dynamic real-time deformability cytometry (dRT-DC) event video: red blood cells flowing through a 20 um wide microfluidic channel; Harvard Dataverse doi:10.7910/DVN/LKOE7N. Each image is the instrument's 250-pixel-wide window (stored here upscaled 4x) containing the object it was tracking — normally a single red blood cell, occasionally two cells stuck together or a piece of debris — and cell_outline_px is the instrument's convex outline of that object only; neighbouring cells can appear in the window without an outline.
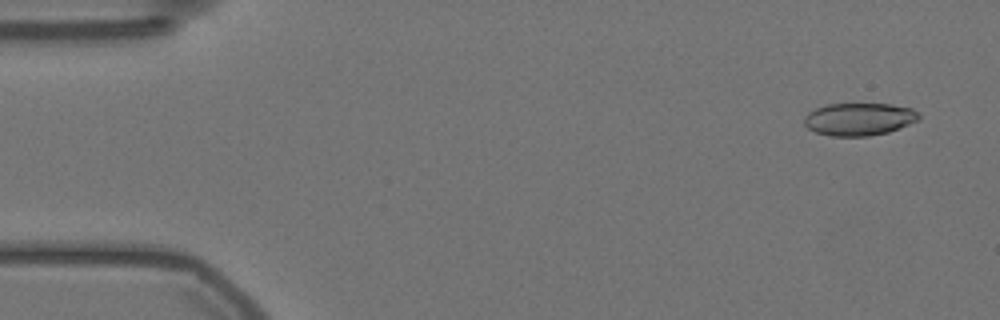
{"species": "Egyptian fruit bat (a non-hibernating species)", "species_latin": "Rousettus aegyptiacus", "temperature_condition": "warm", "stored_images_in_passage": 15, "camera_frame_rate_fps": 3000, "um_per_image_px": 0.085, "animal": {"sex": "female"}, "frame": {"image": 1, "passage_image": 2, "time_ms": 0.333, "image_size_px": [1000, 320], "cell_outline_px": [[920, 116], [916, 120], [908, 124], [888, 132], [868, 136], [832, 136], [816, 132], [808, 128], [804, 124], [804, 116], [808, 112], [816, 108], [828, 104], [892, 104], [912, 108]], "centroid_in_image_um": [72.98, 10.12], "position_along_channel_um": 12.0, "area_um2": 21.62}}
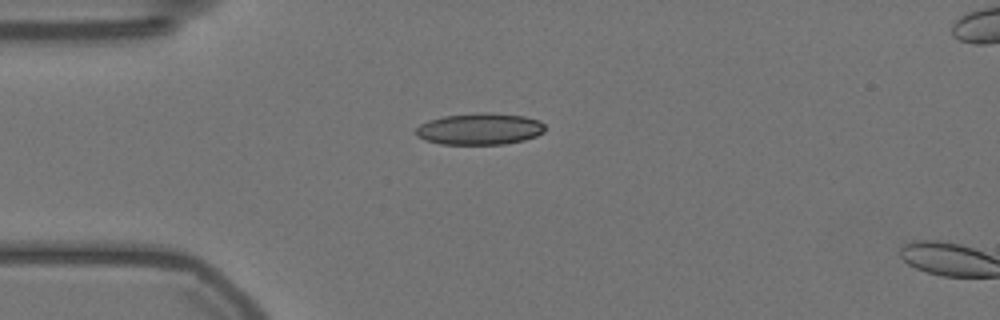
{"frame": {"image": 2, "passage_image": 13, "time_ms": 4.0, "image_size_px": [1000, 320], "cell_outline_px": [[544, 132], [536, 136], [524, 140], [504, 144], [440, 144], [424, 140], [416, 136], [416, 128], [420, 124], [428, 120], [444, 116], [476, 112], [488, 112], [524, 116], [540, 120], [544, 124]], "centroid_in_image_um": [40.76, 10.95], "position_along_channel_um": 44.2, "area_um2": 23.99}}